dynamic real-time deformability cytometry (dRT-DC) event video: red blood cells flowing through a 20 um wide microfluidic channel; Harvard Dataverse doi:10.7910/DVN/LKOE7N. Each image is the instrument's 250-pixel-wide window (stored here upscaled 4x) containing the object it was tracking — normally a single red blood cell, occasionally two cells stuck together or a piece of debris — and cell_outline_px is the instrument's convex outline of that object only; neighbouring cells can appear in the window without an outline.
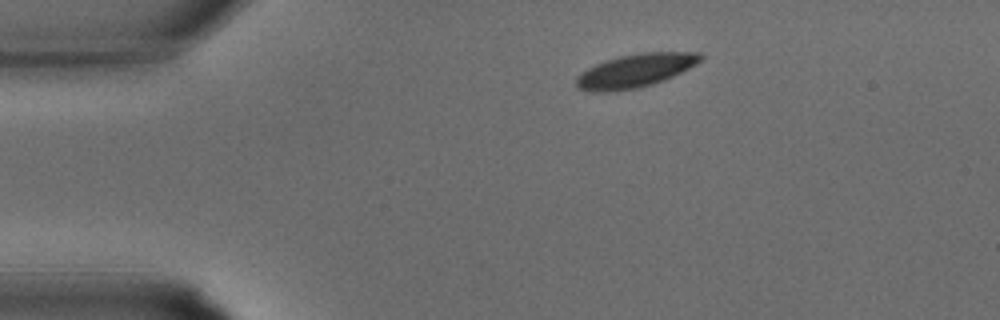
{"species": "common noctule bat (a hibernating species)", "species_latin": "Nyctalus noctula", "temperature_condition": "warm", "stored_images_in_passage": 28, "camera_frame_rate_fps": 3000, "um_per_image_px": 0.085, "animal": {"sex": "male", "body_mass_g": 15.6}, "frame": {"image": 1, "passage_image": 1, "time_ms": 0.0, "image_size_px": [1000, 320], "cell_outline_px": [[704, 56], [700, 60], [688, 68], [664, 80], [652, 84], [636, 88], [608, 92], [592, 92], [580, 88], [576, 84], [576, 76], [580, 72], [596, 64], [620, 56], [640, 52], [700, 52]], "centroid_in_image_um": [53.98, 6.0], "position_along_channel_um": 31.0, "area_um2": 23.93}}
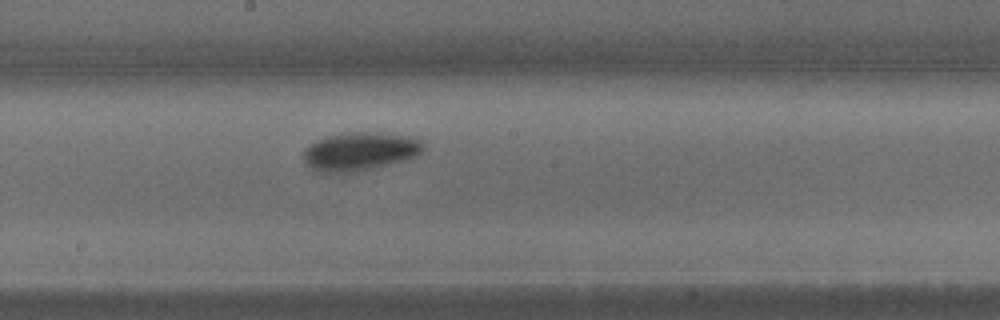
{"frame": {"image": 2, "passage_image": 13, "time_ms": 4.0, "image_size_px": [1000, 320], "cell_outline_px": [[424, 148], [420, 156], [372, 168], [352, 172], [316, 172], [304, 164], [304, 152], [316, 140], [328, 136], [344, 132], [376, 132], [416, 136], [424, 144]], "centroid_in_image_um": [30.64, 12.85], "position_along_channel_um": 217.6, "area_um2": 26.99}}
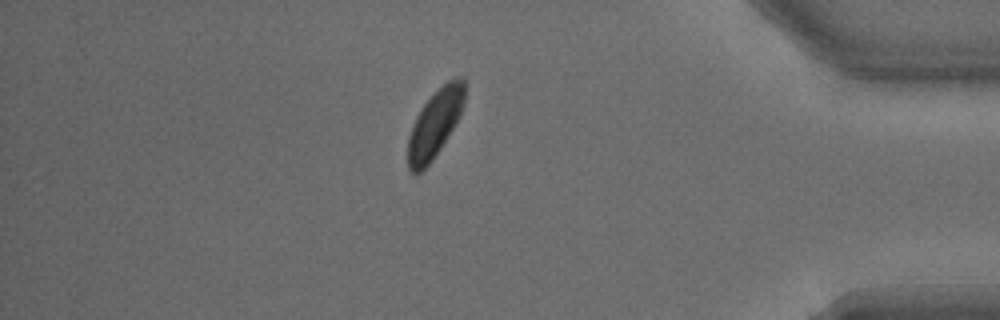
{"frame": {"image": 3, "passage_image": 24, "time_ms": 7.667, "image_size_px": [1000, 320], "cell_outline_px": [[464, 104], [460, 116], [440, 148], [432, 160], [420, 172], [412, 172], [408, 168], [408, 136], [412, 124], [416, 116], [424, 104], [448, 80], [460, 76], [464, 80]], "centroid_in_image_um": [36.96, 10.51], "position_along_channel_um": 398.2, "area_um2": 21.85}}